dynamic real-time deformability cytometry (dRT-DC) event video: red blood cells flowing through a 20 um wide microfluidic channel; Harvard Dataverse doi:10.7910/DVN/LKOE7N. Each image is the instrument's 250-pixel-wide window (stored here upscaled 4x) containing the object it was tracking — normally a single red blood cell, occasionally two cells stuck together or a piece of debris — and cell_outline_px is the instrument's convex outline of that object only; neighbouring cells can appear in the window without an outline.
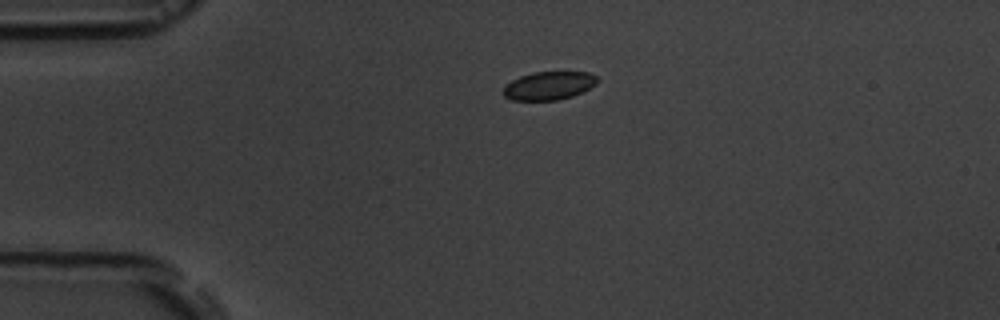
{"species": "common noctule bat (a hibernating species)", "species_latin": "Nyctalus noctula", "temperature_condition": "room temperature", "stored_images_in_passage": 4, "camera_frame_rate_fps": 3000, "um_per_image_px": 0.085, "animal": {"sex": "male", "body_mass_g": 19.5, "forearm_length_mm": 54.6}, "frame": {"image": 1, "passage_image": 3, "time_ms": 3.333, "image_size_px": [1000, 320], "cell_outline_px": [[596, 84], [572, 96], [556, 100], [512, 100], [504, 96], [504, 88], [512, 80], [520, 76], [532, 72], [588, 72], [596, 76]], "centroid_in_image_um": [46.63, 7.28], "position_along_channel_um": 38.4, "area_um2": 15.2}}